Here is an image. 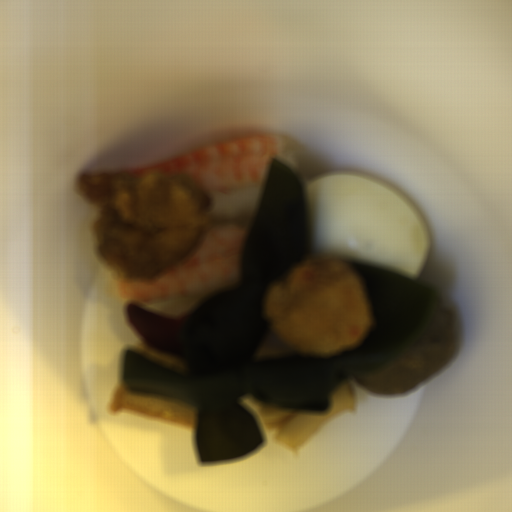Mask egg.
<instances>
[{
    "label": "egg",
    "instance_id": "egg-1",
    "mask_svg": "<svg viewBox=\"0 0 512 512\" xmlns=\"http://www.w3.org/2000/svg\"><path fill=\"white\" fill-rule=\"evenodd\" d=\"M306 193V261H361L418 281L429 231L422 215L397 190L361 171L319 173Z\"/></svg>",
    "mask_w": 512,
    "mask_h": 512
}]
</instances>
